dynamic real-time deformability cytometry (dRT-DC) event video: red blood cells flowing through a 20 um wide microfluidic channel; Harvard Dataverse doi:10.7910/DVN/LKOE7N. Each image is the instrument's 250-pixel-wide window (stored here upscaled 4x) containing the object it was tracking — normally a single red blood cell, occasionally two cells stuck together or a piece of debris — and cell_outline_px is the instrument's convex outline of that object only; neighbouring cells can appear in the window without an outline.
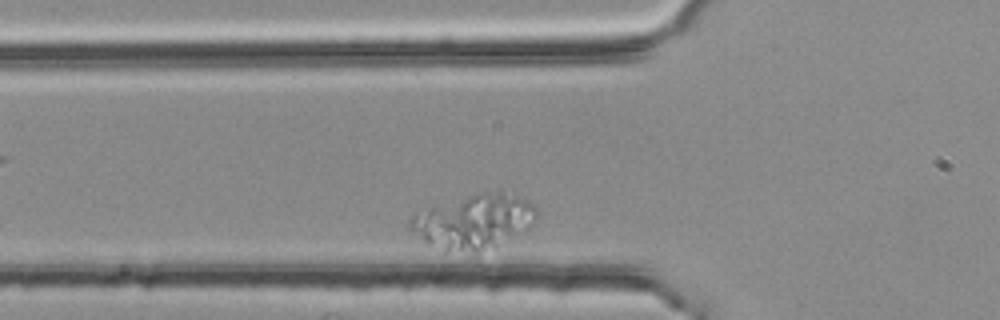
{"species": "common noctule bat (a hibernating species)", "species_latin": "Nyctalus noctula", "temperature_condition": "room temperature", "stored_images_in_passage": 5, "camera_frame_rate_fps": 3000, "um_per_image_px": 0.085, "animal": {"sex": "female", "body_mass_g": 25.1}, "frame": {"image": 1, "passage_image": 5, "time_ms": 1.333, "image_size_px": [1000, 320], "cell_outline_px": [[536, 220], [496, 248], [444, 252], [424, 240], [412, 232], [408, 228], [408, 220], [412, 216], [432, 208], [480, 192], [500, 192], [516, 196], [528, 200], [536, 208]], "centroid_in_image_um": [40.28, 18.85], "position_along_channel_um": 85.5, "area_um2": 38.78}}